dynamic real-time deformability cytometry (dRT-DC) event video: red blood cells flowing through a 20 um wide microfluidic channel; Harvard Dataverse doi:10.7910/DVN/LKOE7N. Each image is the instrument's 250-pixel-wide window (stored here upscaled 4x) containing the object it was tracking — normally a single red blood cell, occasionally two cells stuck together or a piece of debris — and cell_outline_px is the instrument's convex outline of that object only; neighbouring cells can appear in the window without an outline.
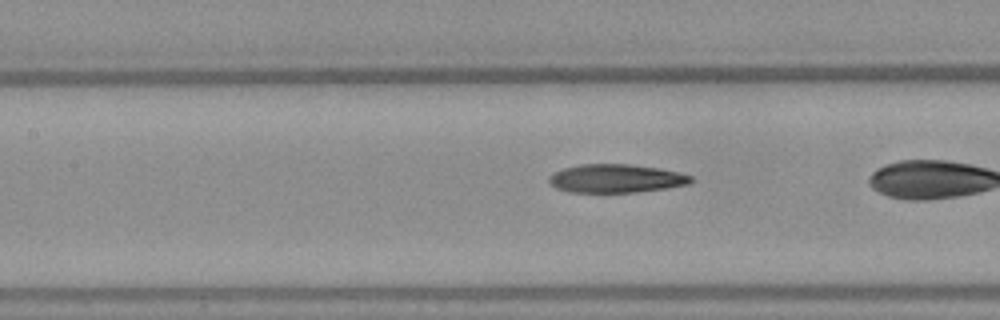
{"species": "Egyptian fruit bat (a non-hibernating species)", "species_latin": "Rousettus aegyptiacus", "temperature_condition": "warm", "stored_images_in_passage": 38, "camera_frame_rate_fps": 3000, "um_per_image_px": 0.085, "frame": {"image": 1, "passage_image": 21, "time_ms": 6.667, "image_size_px": [1000, 320], "cell_outline_px": [[692, 180], [688, 184], [664, 188], [636, 192], [568, 192], [556, 188], [548, 180], [548, 176], [552, 172], [564, 168], [580, 164], [628, 164], [660, 168], [692, 176]], "centroid_in_image_um": [52.3, 15.16], "position_along_channel_um": 155.1, "area_um2": 23.41}}